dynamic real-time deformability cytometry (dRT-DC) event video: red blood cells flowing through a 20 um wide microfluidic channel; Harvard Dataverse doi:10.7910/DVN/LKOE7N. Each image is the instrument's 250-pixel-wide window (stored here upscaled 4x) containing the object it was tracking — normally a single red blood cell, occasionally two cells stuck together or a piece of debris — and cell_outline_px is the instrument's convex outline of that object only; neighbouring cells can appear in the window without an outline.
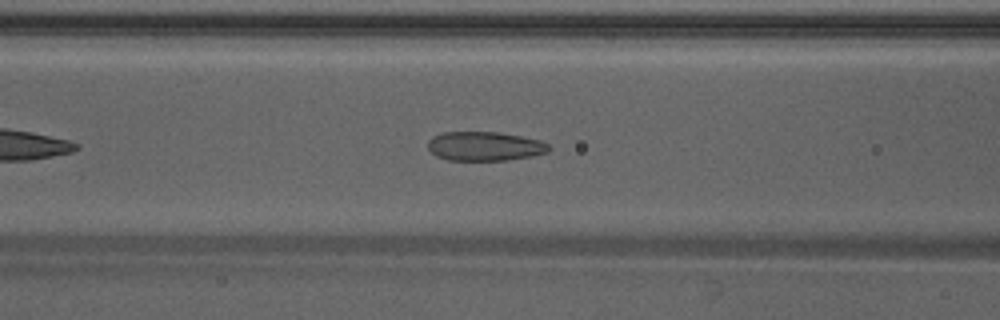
{"species": "Egyptian fruit bat (a non-hibernating species)", "species_latin": "Rousettus aegyptiacus", "temperature_condition": "warm", "stored_images_in_passage": 29, "camera_frame_rate_fps": 3000, "um_per_image_px": 0.085, "animal": {"sex": "male"}, "frame": {"image": 1, "passage_image": 9, "time_ms": 2.667, "image_size_px": [1000, 320], "cell_outline_px": [[552, 148], [548, 152], [532, 156], [508, 160], [448, 160], [436, 156], [428, 148], [428, 140], [432, 136], [444, 132], [500, 132], [540, 140], [548, 144]], "centroid_in_image_um": [41.21, 12.43], "position_along_channel_um": 125.4, "area_um2": 20.63}}
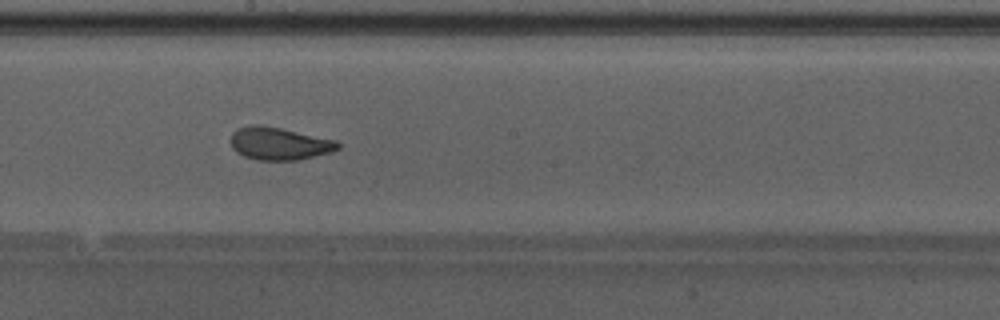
{"frame": {"image": 2, "passage_image": 16, "time_ms": 5.0, "image_size_px": [1000, 320], "cell_outline_px": [[340, 148], [332, 152], [296, 160], [256, 160], [244, 156], [236, 152], [232, 148], [232, 132], [236, 128], [252, 124], [260, 124], [280, 128], [336, 140], [340, 144]], "centroid_in_image_um": [23.72, 12.2], "position_along_channel_um": 224.5, "area_um2": 20.4}}
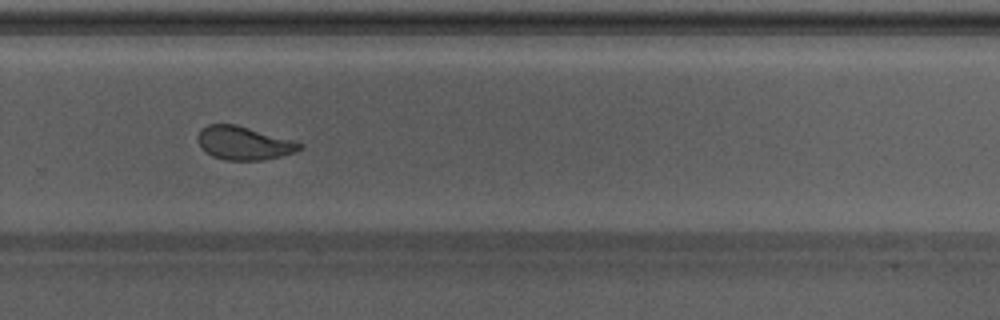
{"frame": {"image": 3, "passage_image": 22, "time_ms": 7.0, "image_size_px": [1000, 320], "cell_outline_px": [[304, 144], [300, 148], [292, 152], [280, 156], [264, 160], [224, 160], [212, 156], [196, 140], [196, 136], [200, 128], [208, 124], [236, 124], [292, 140]], "centroid_in_image_um": [20.67, 12.15], "position_along_channel_um": 309.1, "area_um2": 19.65}, "authors_computed_cell_mechanics": {"area_um2": 20.4612, "velocity_mm_per_s": 4.2494, "shape_relaxation_time_tau1_ms": 5.1274, "shape_relaxation_time_tau2_ms": 0.8732, "deformation_change_tau1": 0.1537, "deformation_change_tau2": 0.0677}}